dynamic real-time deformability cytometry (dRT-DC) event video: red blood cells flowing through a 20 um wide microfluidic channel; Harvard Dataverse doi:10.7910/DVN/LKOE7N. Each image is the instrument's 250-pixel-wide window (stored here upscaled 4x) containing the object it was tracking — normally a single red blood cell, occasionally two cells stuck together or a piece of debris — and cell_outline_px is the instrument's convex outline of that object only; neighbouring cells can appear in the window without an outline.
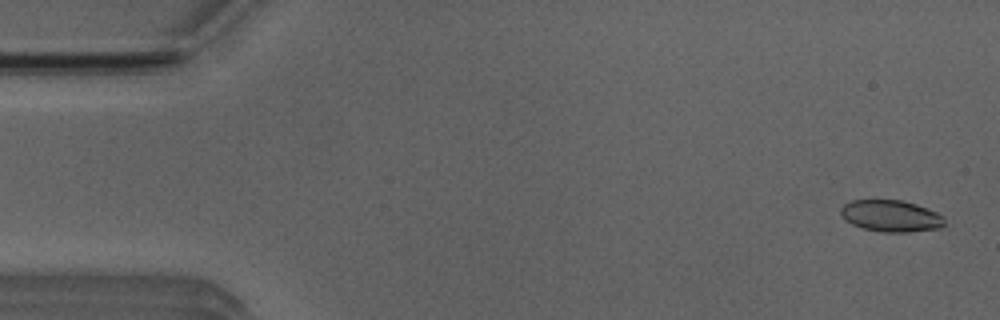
{"species": "Egyptian fruit bat (a non-hibernating species)", "species_latin": "Rousettus aegyptiacus", "temperature_condition": "room temperature", "stored_images_in_passage": 51, "camera_frame_rate_fps": 3000, "um_per_image_px": 0.085, "animal": {"sex": "male"}, "frame": {"image": 1, "passage_image": 2, "time_ms": 0.333, "image_size_px": [1000, 320], "cell_outline_px": [[944, 224], [940, 228], [908, 232], [884, 232], [864, 228], [852, 224], [844, 220], [840, 216], [840, 208], [844, 204], [852, 200], [904, 200], [916, 204], [936, 212], [944, 216]], "centroid_in_image_um": [75.71, 18.35], "position_along_channel_um": 9.3, "area_um2": 19.19}}
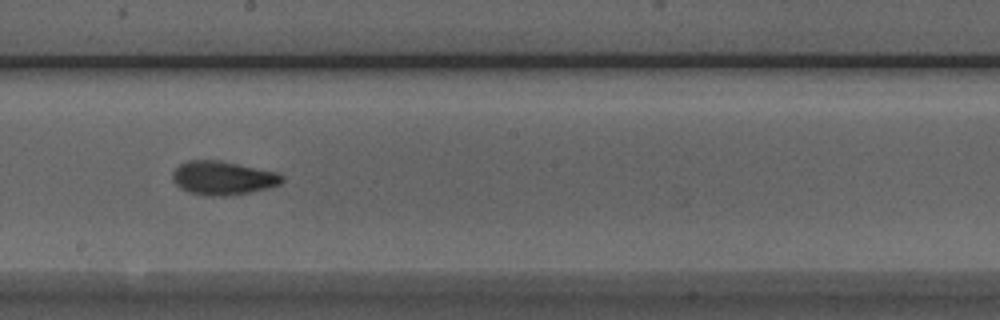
{"frame": {"image": 2, "passage_image": 28, "time_ms": 9.0, "image_size_px": [1000, 320], "cell_outline_px": [[284, 180], [280, 184], [268, 188], [248, 192], [224, 196], [208, 196], [188, 192], [180, 188], [172, 180], [172, 172], [180, 164], [188, 160], [220, 160], [280, 172], [284, 176]], "centroid_in_image_um": [18.96, 15.12], "position_along_channel_um": 229.2, "area_um2": 21.73}}
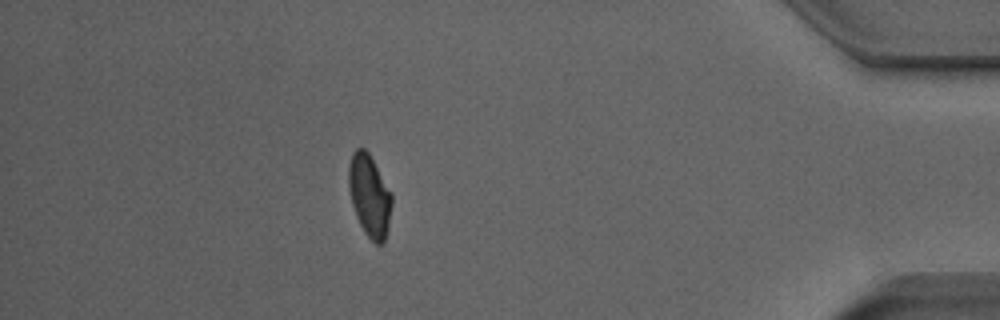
{"frame": {"image": 3, "passage_image": 45, "time_ms": 14.667, "image_size_px": [1000, 320], "cell_outline_px": [[392, 204], [388, 228], [384, 244], [376, 244], [364, 232], [356, 216], [352, 204], [348, 188], [348, 168], [352, 152], [356, 148], [364, 148], [368, 152], [392, 192]], "centroid_in_image_um": [31.41, 16.63], "position_along_channel_um": 403.8, "area_um2": 20.81}, "authors_computed_cell_mechanics": {"area_um2": 20.7502, "velocity_mm_per_s": 3.9949, "shape_relaxation_time_tau1_ms": 2.9375, "shape_relaxation_time_tau2_ms": 1.174, "deformation_change_tau1": 0.1174, "deformation_change_tau2": 0.0566}}